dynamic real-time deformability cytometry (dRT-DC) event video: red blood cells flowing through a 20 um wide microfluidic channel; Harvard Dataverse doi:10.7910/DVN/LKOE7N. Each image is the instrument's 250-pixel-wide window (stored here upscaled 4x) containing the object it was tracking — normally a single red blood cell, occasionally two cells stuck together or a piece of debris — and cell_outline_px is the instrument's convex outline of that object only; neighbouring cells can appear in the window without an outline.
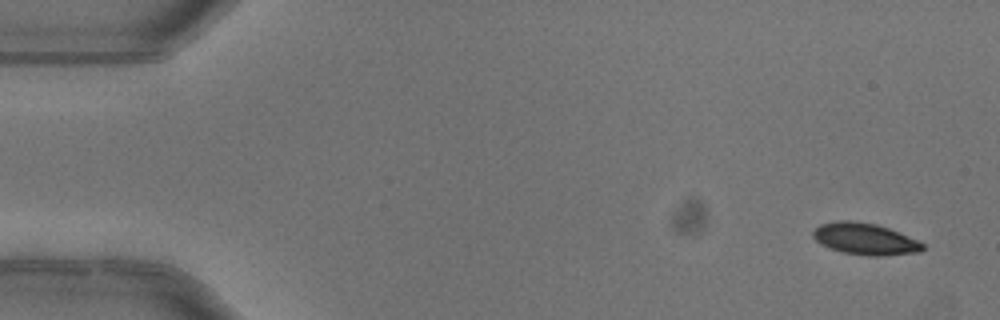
{"species": "common noctule bat (a hibernating species)", "species_latin": "Nyctalus noctula", "temperature_condition": "warm", "stored_images_in_passage": 5, "camera_frame_rate_fps": 3000, "um_per_image_px": 0.085, "animal": {"sex": "female"}, "frame": {"image": 1, "passage_image": 1, "time_ms": 0.0, "image_size_px": [1000, 320], "cell_outline_px": [[924, 248], [920, 252], [880, 256], [868, 256], [844, 252], [820, 244], [812, 236], [812, 232], [820, 224], [836, 220], [852, 220], [876, 224], [900, 232], [924, 244]], "centroid_in_image_um": [73.52, 20.3], "position_along_channel_um": 11.5, "area_um2": 20.17}}